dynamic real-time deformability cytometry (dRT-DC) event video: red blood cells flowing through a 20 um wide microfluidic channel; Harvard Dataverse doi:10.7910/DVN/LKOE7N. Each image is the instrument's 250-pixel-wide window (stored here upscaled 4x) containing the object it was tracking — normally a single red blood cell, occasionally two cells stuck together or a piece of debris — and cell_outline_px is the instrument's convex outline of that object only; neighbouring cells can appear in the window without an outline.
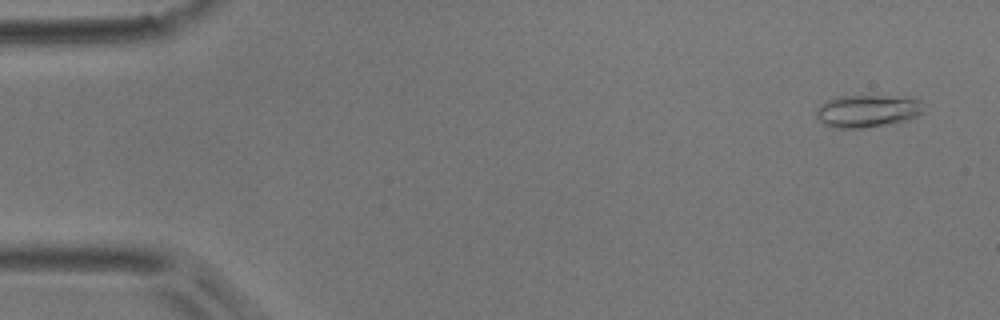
{"species": "common noctule bat (a hibernating species)", "species_latin": "Nyctalus noctula", "temperature_condition": "room temperature", "stored_images_in_passage": 5, "camera_frame_rate_fps": 3000, "um_per_image_px": 0.085, "animal": {"sex": "male", "body_mass_g": 17.9}, "frame": {"image": 1, "passage_image": 1, "time_ms": 0.0, "image_size_px": [1000, 320], "cell_outline_px": [[924, 112], [900, 124], [860, 128], [832, 128], [824, 124], [816, 116], [816, 108], [820, 104], [836, 96], [912, 96], [920, 100]], "centroid_in_image_um": [73.77, 9.44], "position_along_channel_um": 11.2, "area_um2": 20.92}}